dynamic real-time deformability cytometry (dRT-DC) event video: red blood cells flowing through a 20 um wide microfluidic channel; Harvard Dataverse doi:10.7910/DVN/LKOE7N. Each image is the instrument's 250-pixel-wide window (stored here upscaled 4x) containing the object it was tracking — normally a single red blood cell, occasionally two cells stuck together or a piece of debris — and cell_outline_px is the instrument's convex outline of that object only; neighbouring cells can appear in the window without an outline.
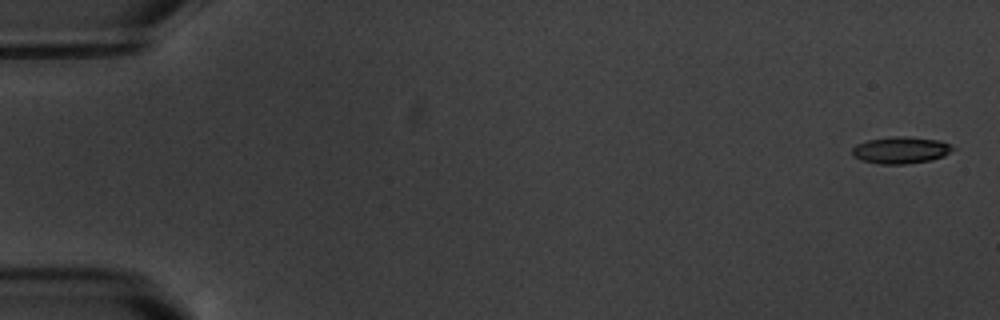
{"species": "common noctule bat (a hibernating species)", "species_latin": "Nyctalus noctula", "temperature_condition": "warm", "stored_images_in_passage": 5, "camera_frame_rate_fps": 3000, "um_per_image_px": 0.085, "animal": {"sex": "male", "body_mass_g": 20.1, "forearm_length_mm": 53.5}, "frame": {"image": 1, "passage_image": 1, "time_ms": 0.0, "image_size_px": [1000, 320], "cell_outline_px": [[956, 148], [944, 156], [932, 160], [904, 164], [880, 164], [860, 160], [852, 156], [852, 148], [856, 144], [868, 140], [892, 136], [908, 136], [940, 140], [952, 144]], "centroid_in_image_um": [76.58, 12.75], "position_along_channel_um": 8.4, "area_um2": 16.01}}
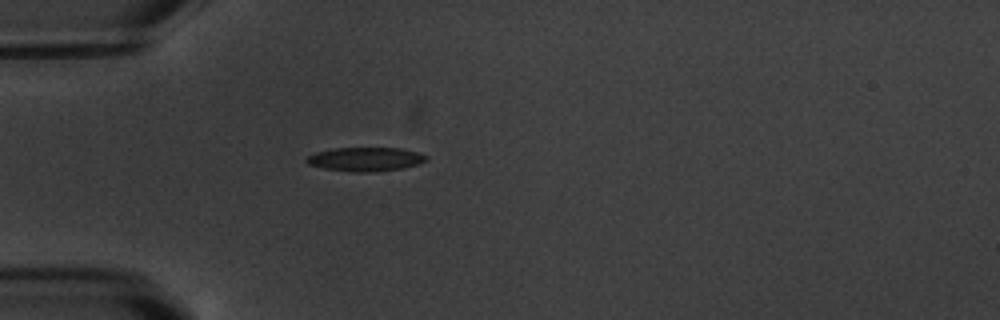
{"frame": {"image": 2, "passage_image": 5, "time_ms": 5.333, "image_size_px": [1000, 320], "cell_outline_px": [[428, 160], [404, 168], [372, 172], [352, 172], [324, 168], [308, 164], [304, 160], [308, 156], [316, 152], [336, 148], [400, 148], [416, 152], [428, 156]], "centroid_in_image_um": [31.06, 13.53], "position_along_channel_um": 53.9, "area_um2": 16.59}}